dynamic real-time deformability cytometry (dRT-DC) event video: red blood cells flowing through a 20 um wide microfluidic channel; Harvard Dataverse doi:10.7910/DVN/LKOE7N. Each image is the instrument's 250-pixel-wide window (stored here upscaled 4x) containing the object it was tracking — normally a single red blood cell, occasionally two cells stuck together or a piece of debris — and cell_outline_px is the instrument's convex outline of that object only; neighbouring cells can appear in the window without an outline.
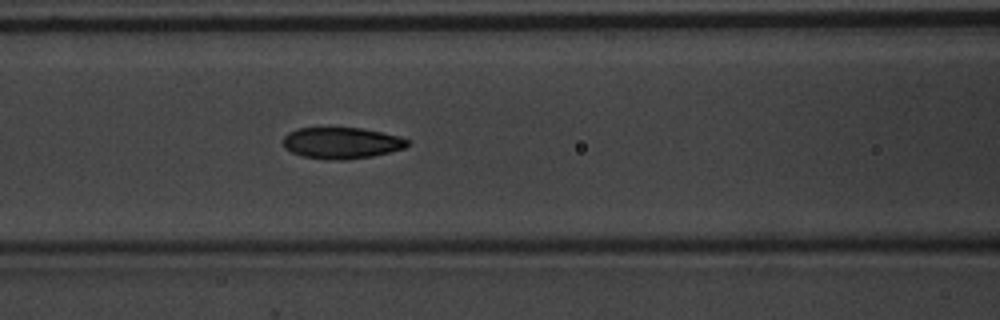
{"species": "common noctule bat (a hibernating species)", "species_latin": "Nyctalus noctula", "temperature_condition": "warm", "stored_images_in_passage": 27, "camera_frame_rate_fps": 3000, "um_per_image_px": 0.085, "animal": {"sex": "male", "body_mass_g": 20.1, "forearm_length_mm": 53.5}, "frame": {"image": 1, "passage_image": 23, "time_ms": 7.333, "image_size_px": [1000, 320], "cell_outline_px": [[412, 144], [404, 148], [372, 156], [348, 160], [336, 160], [304, 156], [292, 152], [284, 148], [284, 136], [288, 132], [296, 128], [360, 128], [400, 136], [412, 140]], "centroid_in_image_um": [29.08, 12.15], "position_along_channel_um": 137.5, "area_um2": 22.72}}
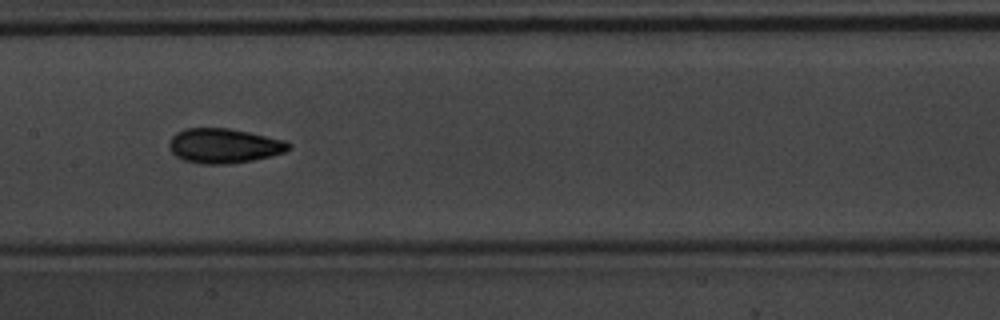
{"frame": {"image": 2, "passage_image": 27, "time_ms": 8.667, "image_size_px": [1000, 320], "cell_outline_px": [[292, 144], [284, 152], [252, 160], [228, 164], [200, 164], [184, 160], [176, 156], [168, 148], [168, 144], [172, 136], [176, 132], [184, 128], [228, 128], [248, 132], [284, 140]], "centroid_in_image_um": [18.98, 12.39], "position_along_channel_um": 188.4, "area_um2": 24.04}}